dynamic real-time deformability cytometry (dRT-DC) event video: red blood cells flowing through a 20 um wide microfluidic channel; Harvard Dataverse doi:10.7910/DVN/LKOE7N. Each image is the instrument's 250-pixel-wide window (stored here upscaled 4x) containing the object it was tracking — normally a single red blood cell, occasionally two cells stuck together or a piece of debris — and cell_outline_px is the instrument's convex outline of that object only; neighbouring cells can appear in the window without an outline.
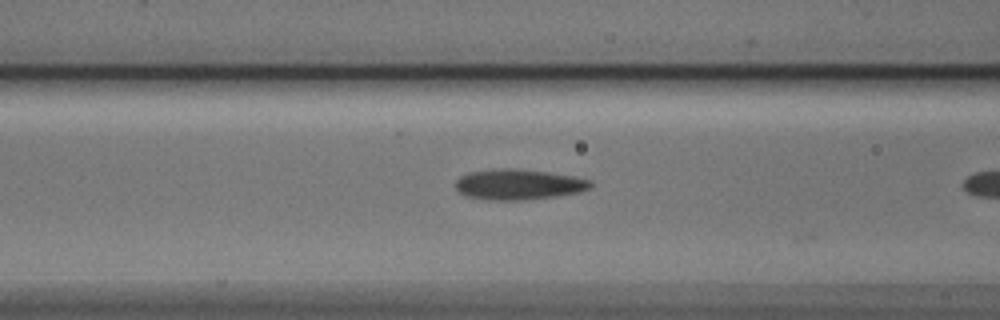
{"species": "Egyptian fruit bat (a non-hibernating species)", "species_latin": "Rousettus aegyptiacus", "temperature_condition": "cold", "stored_images_in_passage": 6, "camera_frame_rate_fps": 3000, "um_per_image_px": 0.085, "animal": {"sex": "male"}, "frame": {"image": 1, "passage_image": 5, "time_ms": 1.333, "image_size_px": [1000, 320], "cell_outline_px": [[592, 188], [580, 192], [556, 196], [524, 200], [484, 200], [464, 196], [456, 188], [456, 180], [460, 176], [468, 172], [500, 168], [512, 168], [548, 172], [572, 176], [592, 180]], "centroid_in_image_um": [44.07, 15.68], "position_along_channel_um": 122.5, "area_um2": 24.22}}